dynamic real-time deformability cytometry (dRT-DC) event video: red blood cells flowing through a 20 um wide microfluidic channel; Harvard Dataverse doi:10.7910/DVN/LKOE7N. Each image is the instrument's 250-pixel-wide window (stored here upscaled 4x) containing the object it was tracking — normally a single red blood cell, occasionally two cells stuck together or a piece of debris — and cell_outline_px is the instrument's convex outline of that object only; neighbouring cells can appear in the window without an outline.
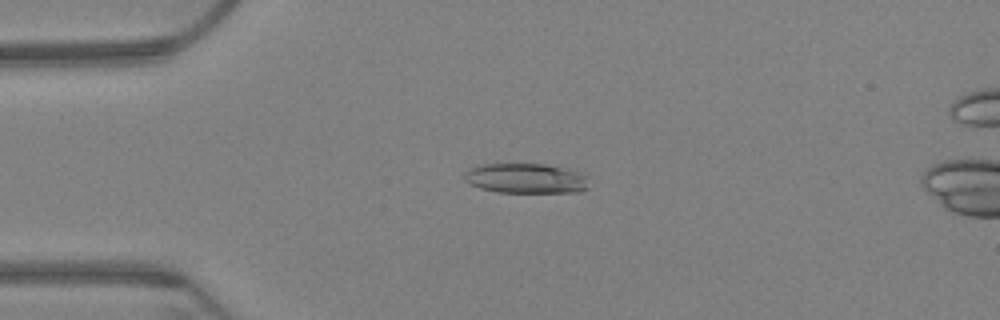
{"species": "Egyptian fruit bat (a non-hibernating species)", "species_latin": "Rousettus aegyptiacus", "temperature_condition": "warm", "stored_images_in_passage": 65, "camera_frame_rate_fps": 3000, "um_per_image_px": 0.085, "animal": {"sex": "female"}, "frame": {"image": 1, "passage_image": 16, "time_ms": 5.0, "image_size_px": [1000, 320], "cell_outline_px": [[588, 188], [580, 192], [500, 192], [480, 188], [468, 184], [464, 180], [464, 172], [476, 164], [544, 164], [568, 168], [584, 172]], "centroid_in_image_um": [44.69, 15.15], "position_along_channel_um": 40.3, "area_um2": 22.02}}
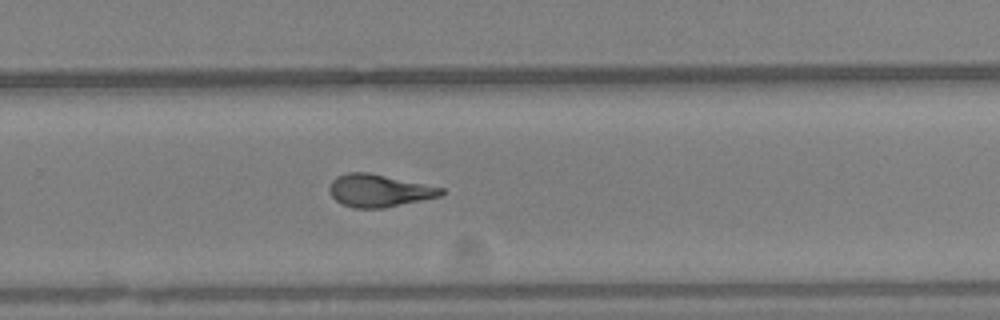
{"frame": {"image": 2, "passage_image": 43, "time_ms": 14.0, "image_size_px": [1000, 320], "cell_outline_px": [[444, 192], [440, 196], [384, 208], [352, 208], [340, 204], [328, 192], [328, 188], [332, 180], [336, 176], [348, 172], [368, 172], [444, 188]], "centroid_in_image_um": [32.16, 16.2], "position_along_channel_um": 297.6, "area_um2": 21.21}}
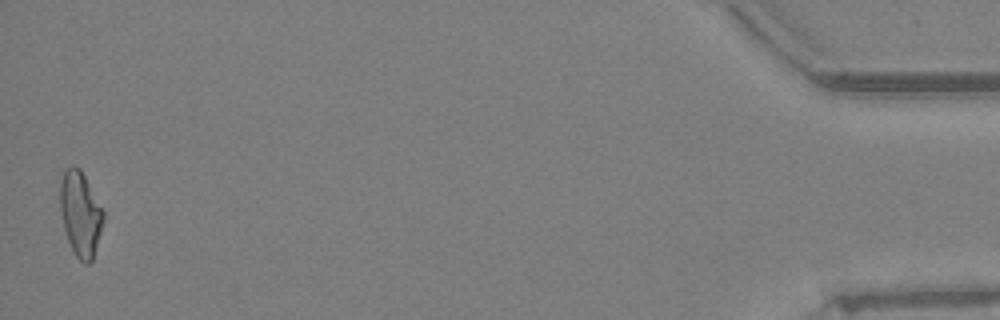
{"frame": {"image": 3, "passage_image": 64, "time_ms": 21.0, "image_size_px": [1000, 320], "cell_outline_px": [[104, 220], [92, 260], [88, 264], [84, 264], [76, 256], [68, 240], [64, 228], [60, 212], [60, 184], [64, 168], [72, 164], [80, 168], [104, 212]], "centroid_in_image_um": [6.82, 18.14], "position_along_channel_um": 428.4, "area_um2": 21.27}, "authors_computed_cell_mechanics": {"area_um2": 21.2704, "velocity_mm_per_s": 3.1931, "shape_relaxation_time_tau1_ms": 10.8441, "shape_relaxation_time_tau2_ms": 2.9777, "deformation_change_tau1": 0.2746, "deformation_change_tau2": 0.1092}}